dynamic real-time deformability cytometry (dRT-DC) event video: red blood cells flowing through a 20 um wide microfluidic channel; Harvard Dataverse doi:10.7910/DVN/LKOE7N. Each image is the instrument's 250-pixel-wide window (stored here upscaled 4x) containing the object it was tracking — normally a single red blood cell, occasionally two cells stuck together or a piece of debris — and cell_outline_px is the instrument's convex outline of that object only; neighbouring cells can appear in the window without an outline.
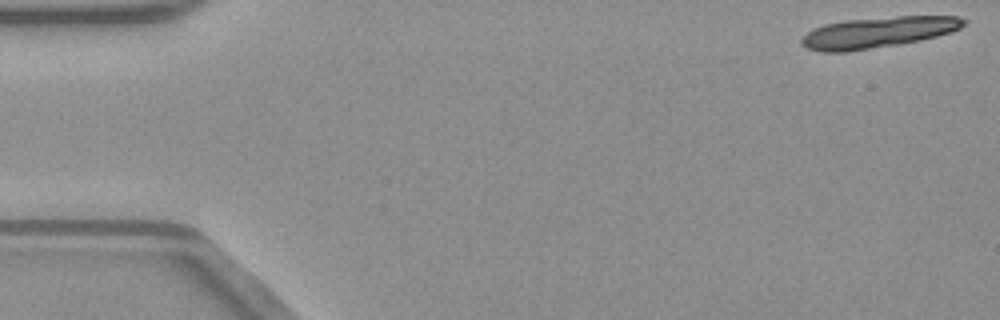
{"species": "common noctule bat (a hibernating species)", "species_latin": "Nyctalus noctula", "temperature_condition": "warm", "stored_images_in_passage": 17, "camera_frame_rate_fps": 3000, "um_per_image_px": 0.085, "animal": {"sex": "male", "body_mass_g": 23.1, "forearm_length_mm": 52.7}, "frame": {"image": 1, "passage_image": 1, "time_ms": 0.0, "image_size_px": [1000, 320], "cell_outline_px": [[968, 20], [960, 28], [952, 32], [920, 40], [848, 52], [820, 52], [808, 48], [800, 44], [800, 40], [808, 32], [824, 24], [844, 20], [896, 16], [956, 16]], "centroid_in_image_um": [74.61, 2.75], "position_along_channel_um": 10.4, "area_um2": 29.13}}